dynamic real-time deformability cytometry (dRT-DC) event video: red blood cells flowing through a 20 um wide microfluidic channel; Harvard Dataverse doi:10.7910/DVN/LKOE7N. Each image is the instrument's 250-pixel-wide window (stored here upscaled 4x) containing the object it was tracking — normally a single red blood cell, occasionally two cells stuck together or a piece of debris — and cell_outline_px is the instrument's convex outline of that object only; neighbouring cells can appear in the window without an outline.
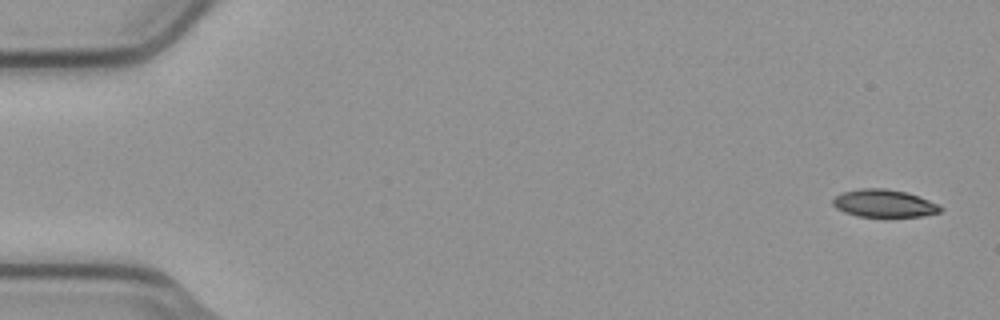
{"species": "common noctule bat (a hibernating species)", "species_latin": "Nyctalus noctula", "temperature_condition": "cold", "stored_images_in_passage": 5, "segment_of_instrument_passage": [1, 2], "camera_frame_rate_fps": 3000, "um_per_image_px": 0.085, "animal": {"sex": "male", "body_mass_g": 23.1, "forearm_length_mm": 52.7}, "frame": {"image": 1, "passage_image": 1, "time_ms": 0.0, "image_size_px": [1000, 320], "cell_outline_px": [[944, 208], [940, 212], [924, 216], [856, 216], [844, 212], [836, 208], [832, 204], [832, 200], [836, 196], [844, 192], [860, 188], [884, 188], [908, 192], [940, 204]], "centroid_in_image_um": [75.18, 17.28], "position_along_channel_um": 9.8, "area_um2": 17.4}}
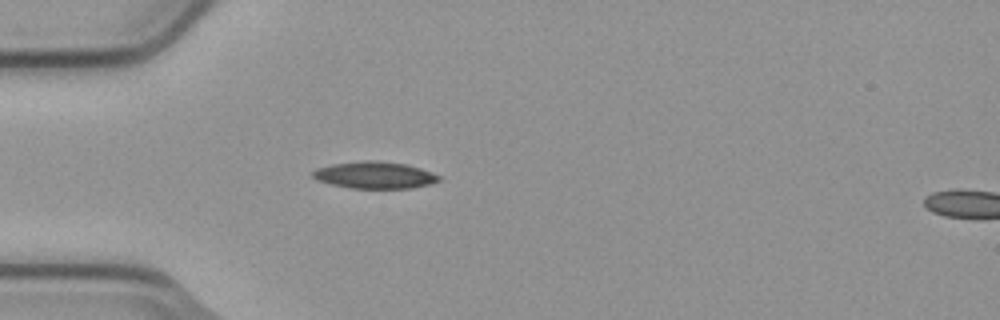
{"frame": {"image": 2, "passage_image": 4, "time_ms": 1.0, "image_size_px": [1000, 320], "cell_outline_px": [[440, 180], [428, 184], [412, 188], [348, 188], [316, 180], [312, 176], [312, 172], [316, 168], [332, 164], [364, 160], [372, 160], [404, 164], [420, 168], [432, 172], [440, 176]], "centroid_in_image_um": [31.81, 14.88], "position_along_channel_um": 53.2, "area_um2": 19.65}}